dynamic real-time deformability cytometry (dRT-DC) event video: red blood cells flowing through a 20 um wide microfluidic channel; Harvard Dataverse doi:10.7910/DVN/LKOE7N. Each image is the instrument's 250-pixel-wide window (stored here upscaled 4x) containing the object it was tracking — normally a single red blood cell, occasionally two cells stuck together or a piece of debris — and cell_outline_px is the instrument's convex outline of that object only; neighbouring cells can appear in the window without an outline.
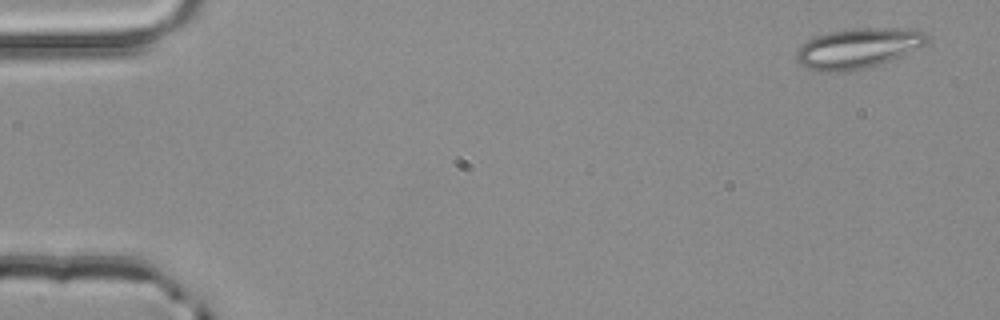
{"species": "common noctule bat (a hibernating species)", "species_latin": "Nyctalus noctula", "temperature_condition": "room temperature", "stored_images_in_passage": 4, "camera_frame_rate_fps": 3000, "um_per_image_px": 0.085, "animal": {"sex": "male", "body_mass_g": 20.4}, "frame": {"image": 1, "passage_image": 1, "time_ms": 0.0, "image_size_px": [1000, 320], "cell_outline_px": [[928, 44], [900, 56], [880, 64], [864, 68], [844, 72], [820, 72], [804, 68], [796, 60], [796, 52], [800, 44], [816, 36], [832, 32], [856, 28], [920, 28], [928, 36]], "centroid_in_image_um": [72.94, 4.1], "position_along_channel_um": 12.1, "area_um2": 30.87}}